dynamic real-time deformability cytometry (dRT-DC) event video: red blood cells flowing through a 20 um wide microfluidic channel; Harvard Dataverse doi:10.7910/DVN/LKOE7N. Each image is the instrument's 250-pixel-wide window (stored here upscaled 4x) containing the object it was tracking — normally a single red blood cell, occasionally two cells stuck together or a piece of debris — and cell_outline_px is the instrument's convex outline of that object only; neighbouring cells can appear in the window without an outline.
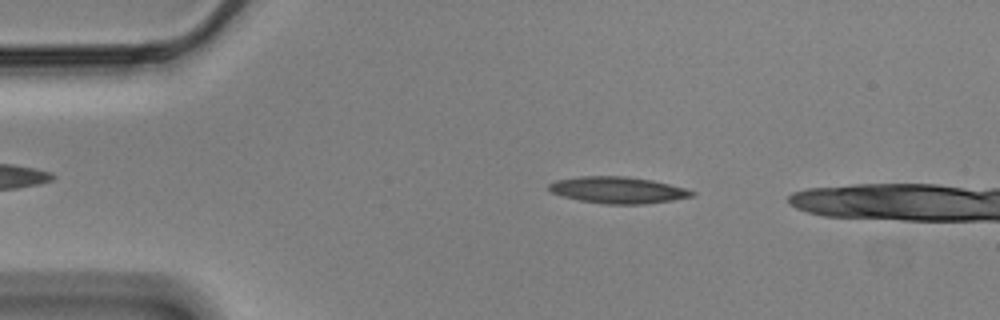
{"species": "Egyptian fruit bat (a non-hibernating species)", "species_latin": "Rousettus aegyptiacus", "temperature_condition": "cold", "stored_images_in_passage": 13, "camera_frame_rate_fps": 3000, "um_per_image_px": 0.085, "animal": {"sex": "male"}, "frame": {"image": 1, "passage_image": 8, "time_ms": 2.333, "image_size_px": [1000, 320], "cell_outline_px": [[696, 192], [692, 196], [672, 200], [644, 204], [604, 204], [580, 200], [564, 196], [552, 192], [548, 188], [548, 184], [556, 180], [580, 176], [624, 176], [652, 180], [684, 188]], "centroid_in_image_um": [52.5, 16.15], "position_along_channel_um": 32.5, "area_um2": 21.91}}